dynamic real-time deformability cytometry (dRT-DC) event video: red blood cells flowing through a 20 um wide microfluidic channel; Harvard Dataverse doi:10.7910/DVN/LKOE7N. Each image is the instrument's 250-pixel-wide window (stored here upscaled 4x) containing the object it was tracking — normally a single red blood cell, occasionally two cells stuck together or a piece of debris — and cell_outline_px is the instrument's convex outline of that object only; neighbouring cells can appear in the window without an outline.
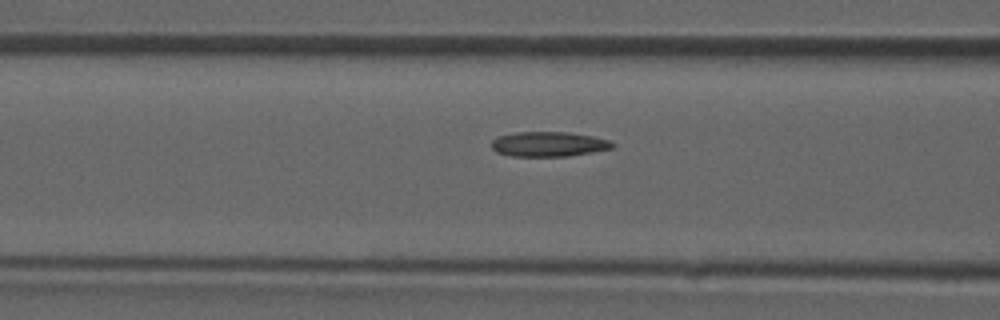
{"species": "common noctule bat (a hibernating species)", "species_latin": "Nyctalus noctula", "temperature_condition": "room temperature", "stored_images_in_passage": 17, "camera_frame_rate_fps": 3000, "um_per_image_px": 0.085, "animal": {"sex": "male", "forearm_length_mm": 52.5}, "frame": {"image": 1, "passage_image": 15, "time_ms": 4.667, "image_size_px": [1000, 320], "cell_outline_px": [[616, 148], [568, 156], [512, 156], [496, 152], [492, 148], [492, 140], [500, 136], [512, 132], [568, 132], [592, 136], [608, 140], [616, 144]], "centroid_in_image_um": [46.66, 12.25], "position_along_channel_um": 119.9, "area_um2": 17.57}}